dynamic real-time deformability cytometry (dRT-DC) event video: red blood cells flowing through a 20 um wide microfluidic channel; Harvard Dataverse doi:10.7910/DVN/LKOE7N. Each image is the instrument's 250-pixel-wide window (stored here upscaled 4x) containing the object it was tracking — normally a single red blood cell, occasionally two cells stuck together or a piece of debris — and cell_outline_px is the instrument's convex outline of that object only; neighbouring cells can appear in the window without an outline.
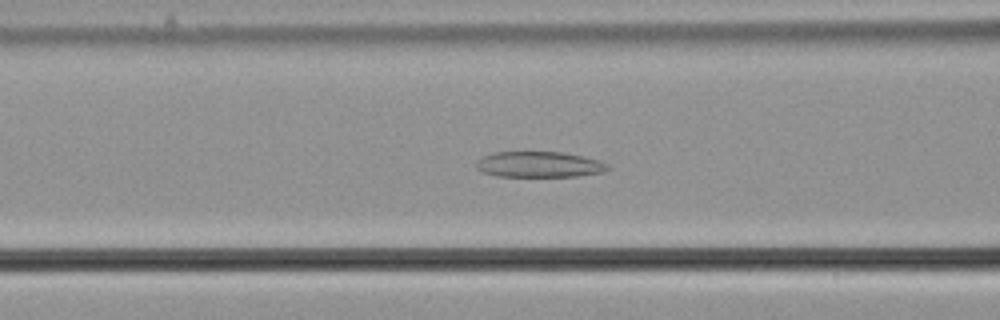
{"species": "common noctule bat (a hibernating species)", "species_latin": "Nyctalus noctula", "temperature_condition": "cold", "stored_images_in_passage": 56, "camera_frame_rate_fps": 3000, "um_per_image_px": 0.085, "animal": {"sex": "male", "body_mass_g": 21.5, "forearm_length_mm": 52.0}, "frame": {"image": 1, "passage_image": 23, "time_ms": 7.333, "image_size_px": [1000, 320], "cell_outline_px": [[612, 168], [604, 172], [576, 176], [496, 176], [484, 172], [476, 168], [476, 164], [484, 156], [492, 152], [560, 152], [584, 156], [600, 160], [608, 164]], "centroid_in_image_um": [45.89, 13.98], "position_along_channel_um": 120.7, "area_um2": 19.71}}
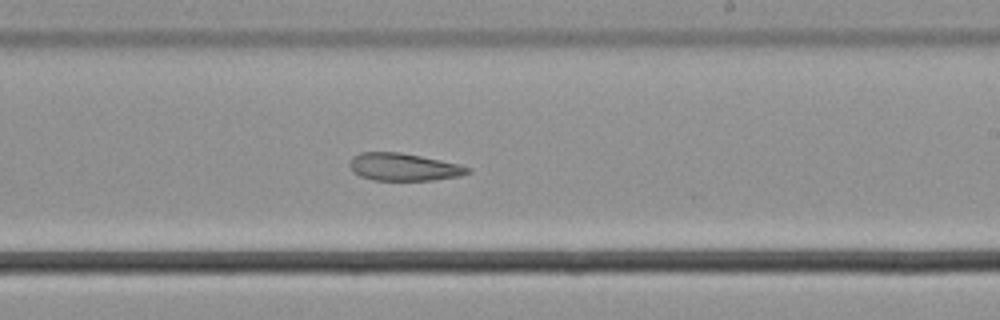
{"frame": {"image": 2, "passage_image": 34, "time_ms": 11.0, "image_size_px": [1000, 320], "cell_outline_px": [[472, 172], [460, 176], [432, 180], [372, 180], [360, 176], [352, 172], [348, 164], [352, 156], [360, 152], [400, 152], [460, 164], [472, 168]], "centroid_in_image_um": [34.3, 14.19], "position_along_channel_um": 254.7, "area_um2": 19.13}}
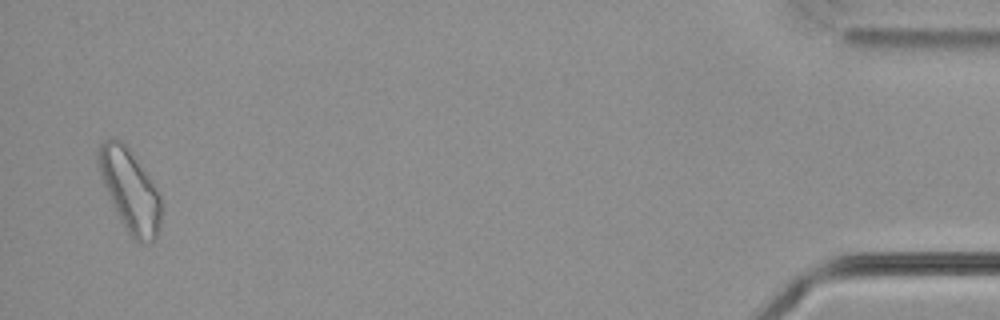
{"frame": {"image": 3, "passage_image": 55, "time_ms": 18.0, "image_size_px": [1000, 320], "cell_outline_px": [[160, 228], [156, 236], [148, 244], [140, 244], [128, 232], [100, 176], [96, 156], [96, 148], [104, 140], [120, 140], [128, 148], [148, 176], [156, 188], [160, 196]], "centroid_in_image_um": [11.04, 16.17], "position_along_channel_um": 424.2, "area_um2": 29.07}, "authors_computed_cell_mechanics": {"area_um2": 24.4205, "velocity_mm_per_s": 3.6533, "shape_relaxation_time_tau1_ms": null, "shape_relaxation_time_tau2_ms": 9.5517, "deformation_change_tau1": null, "deformation_change_tau2": 0.1606}}